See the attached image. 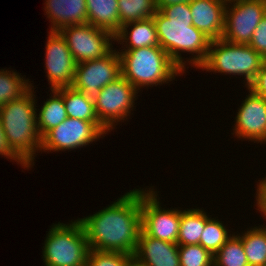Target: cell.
<instances>
[{
	"label": "cell",
	"mask_w": 266,
	"mask_h": 266,
	"mask_svg": "<svg viewBox=\"0 0 266 266\" xmlns=\"http://www.w3.org/2000/svg\"><path fill=\"white\" fill-rule=\"evenodd\" d=\"M132 255L121 252L90 250L86 266H128Z\"/></svg>",
	"instance_id": "f1b7e54d"
},
{
	"label": "cell",
	"mask_w": 266,
	"mask_h": 266,
	"mask_svg": "<svg viewBox=\"0 0 266 266\" xmlns=\"http://www.w3.org/2000/svg\"><path fill=\"white\" fill-rule=\"evenodd\" d=\"M51 91L52 95L44 102L37 114V129L41 138L68 117L62 93L58 89Z\"/></svg>",
	"instance_id": "7402d4cb"
},
{
	"label": "cell",
	"mask_w": 266,
	"mask_h": 266,
	"mask_svg": "<svg viewBox=\"0 0 266 266\" xmlns=\"http://www.w3.org/2000/svg\"><path fill=\"white\" fill-rule=\"evenodd\" d=\"M45 15L50 19L49 31L87 23L86 0H45Z\"/></svg>",
	"instance_id": "e0dca14e"
},
{
	"label": "cell",
	"mask_w": 266,
	"mask_h": 266,
	"mask_svg": "<svg viewBox=\"0 0 266 266\" xmlns=\"http://www.w3.org/2000/svg\"><path fill=\"white\" fill-rule=\"evenodd\" d=\"M238 108L233 129L239 139L260 144L266 143V100L257 95L252 89Z\"/></svg>",
	"instance_id": "5bb4252c"
},
{
	"label": "cell",
	"mask_w": 266,
	"mask_h": 266,
	"mask_svg": "<svg viewBox=\"0 0 266 266\" xmlns=\"http://www.w3.org/2000/svg\"><path fill=\"white\" fill-rule=\"evenodd\" d=\"M226 5L225 0H191L193 26L211 40L222 39Z\"/></svg>",
	"instance_id": "2e32d148"
},
{
	"label": "cell",
	"mask_w": 266,
	"mask_h": 266,
	"mask_svg": "<svg viewBox=\"0 0 266 266\" xmlns=\"http://www.w3.org/2000/svg\"><path fill=\"white\" fill-rule=\"evenodd\" d=\"M104 135L93 122L67 117L41 138V151H71L97 142Z\"/></svg>",
	"instance_id": "7c38bea8"
},
{
	"label": "cell",
	"mask_w": 266,
	"mask_h": 266,
	"mask_svg": "<svg viewBox=\"0 0 266 266\" xmlns=\"http://www.w3.org/2000/svg\"><path fill=\"white\" fill-rule=\"evenodd\" d=\"M0 155L5 156L7 159L17 162L23 168L29 169L30 167L12 150L10 147L7 137L3 131V127L0 121Z\"/></svg>",
	"instance_id": "4dcf8cb0"
},
{
	"label": "cell",
	"mask_w": 266,
	"mask_h": 266,
	"mask_svg": "<svg viewBox=\"0 0 266 266\" xmlns=\"http://www.w3.org/2000/svg\"><path fill=\"white\" fill-rule=\"evenodd\" d=\"M213 266H249L242 240L233 236L214 254Z\"/></svg>",
	"instance_id": "484cf974"
},
{
	"label": "cell",
	"mask_w": 266,
	"mask_h": 266,
	"mask_svg": "<svg viewBox=\"0 0 266 266\" xmlns=\"http://www.w3.org/2000/svg\"><path fill=\"white\" fill-rule=\"evenodd\" d=\"M76 63L102 58L114 48L115 36L91 24L71 25L59 31Z\"/></svg>",
	"instance_id": "8fae6325"
},
{
	"label": "cell",
	"mask_w": 266,
	"mask_h": 266,
	"mask_svg": "<svg viewBox=\"0 0 266 266\" xmlns=\"http://www.w3.org/2000/svg\"><path fill=\"white\" fill-rule=\"evenodd\" d=\"M156 11L155 0H118L121 26L152 18Z\"/></svg>",
	"instance_id": "d4e9b609"
},
{
	"label": "cell",
	"mask_w": 266,
	"mask_h": 266,
	"mask_svg": "<svg viewBox=\"0 0 266 266\" xmlns=\"http://www.w3.org/2000/svg\"><path fill=\"white\" fill-rule=\"evenodd\" d=\"M151 187L141 189V225L142 231L153 238L177 243L181 210L162 209L159 191ZM158 196V197H157Z\"/></svg>",
	"instance_id": "ba28073f"
},
{
	"label": "cell",
	"mask_w": 266,
	"mask_h": 266,
	"mask_svg": "<svg viewBox=\"0 0 266 266\" xmlns=\"http://www.w3.org/2000/svg\"><path fill=\"white\" fill-rule=\"evenodd\" d=\"M257 182V191H256V209L262 214V217L266 219V177Z\"/></svg>",
	"instance_id": "d6a6232c"
},
{
	"label": "cell",
	"mask_w": 266,
	"mask_h": 266,
	"mask_svg": "<svg viewBox=\"0 0 266 266\" xmlns=\"http://www.w3.org/2000/svg\"><path fill=\"white\" fill-rule=\"evenodd\" d=\"M263 62L264 58L249 44H236L218 39L211 41L208 56L197 69L243 76L247 88L256 79Z\"/></svg>",
	"instance_id": "5b68a950"
},
{
	"label": "cell",
	"mask_w": 266,
	"mask_h": 266,
	"mask_svg": "<svg viewBox=\"0 0 266 266\" xmlns=\"http://www.w3.org/2000/svg\"><path fill=\"white\" fill-rule=\"evenodd\" d=\"M119 51L121 75L137 90L167 84L185 73L161 46Z\"/></svg>",
	"instance_id": "277c9868"
},
{
	"label": "cell",
	"mask_w": 266,
	"mask_h": 266,
	"mask_svg": "<svg viewBox=\"0 0 266 266\" xmlns=\"http://www.w3.org/2000/svg\"><path fill=\"white\" fill-rule=\"evenodd\" d=\"M249 45L266 60V14L255 29Z\"/></svg>",
	"instance_id": "f546056e"
},
{
	"label": "cell",
	"mask_w": 266,
	"mask_h": 266,
	"mask_svg": "<svg viewBox=\"0 0 266 266\" xmlns=\"http://www.w3.org/2000/svg\"><path fill=\"white\" fill-rule=\"evenodd\" d=\"M128 266H142L141 264H138L134 259L130 262Z\"/></svg>",
	"instance_id": "e575fe53"
},
{
	"label": "cell",
	"mask_w": 266,
	"mask_h": 266,
	"mask_svg": "<svg viewBox=\"0 0 266 266\" xmlns=\"http://www.w3.org/2000/svg\"><path fill=\"white\" fill-rule=\"evenodd\" d=\"M249 88L266 100V60H264L256 79Z\"/></svg>",
	"instance_id": "1f68e13d"
},
{
	"label": "cell",
	"mask_w": 266,
	"mask_h": 266,
	"mask_svg": "<svg viewBox=\"0 0 266 266\" xmlns=\"http://www.w3.org/2000/svg\"><path fill=\"white\" fill-rule=\"evenodd\" d=\"M21 76V73L13 70H0V107L21 97L31 88L29 79L25 80Z\"/></svg>",
	"instance_id": "cb8c5ba5"
},
{
	"label": "cell",
	"mask_w": 266,
	"mask_h": 266,
	"mask_svg": "<svg viewBox=\"0 0 266 266\" xmlns=\"http://www.w3.org/2000/svg\"><path fill=\"white\" fill-rule=\"evenodd\" d=\"M48 33L44 60L50 90L72 86L77 63L62 34L59 31Z\"/></svg>",
	"instance_id": "4fadbf2b"
},
{
	"label": "cell",
	"mask_w": 266,
	"mask_h": 266,
	"mask_svg": "<svg viewBox=\"0 0 266 266\" xmlns=\"http://www.w3.org/2000/svg\"><path fill=\"white\" fill-rule=\"evenodd\" d=\"M34 89L31 83V88L25 94L0 107V121L7 141L30 168L34 165L36 152L41 151Z\"/></svg>",
	"instance_id": "3957f363"
},
{
	"label": "cell",
	"mask_w": 266,
	"mask_h": 266,
	"mask_svg": "<svg viewBox=\"0 0 266 266\" xmlns=\"http://www.w3.org/2000/svg\"><path fill=\"white\" fill-rule=\"evenodd\" d=\"M237 236L242 240L248 265L266 266V226L247 228L246 232L237 233Z\"/></svg>",
	"instance_id": "603a6c76"
},
{
	"label": "cell",
	"mask_w": 266,
	"mask_h": 266,
	"mask_svg": "<svg viewBox=\"0 0 266 266\" xmlns=\"http://www.w3.org/2000/svg\"><path fill=\"white\" fill-rule=\"evenodd\" d=\"M209 218L204 209L181 210L177 244L179 246L199 244L206 221Z\"/></svg>",
	"instance_id": "44dd1931"
},
{
	"label": "cell",
	"mask_w": 266,
	"mask_h": 266,
	"mask_svg": "<svg viewBox=\"0 0 266 266\" xmlns=\"http://www.w3.org/2000/svg\"><path fill=\"white\" fill-rule=\"evenodd\" d=\"M265 14L266 0L228 1L222 39L236 44H249Z\"/></svg>",
	"instance_id": "30bf717a"
},
{
	"label": "cell",
	"mask_w": 266,
	"mask_h": 266,
	"mask_svg": "<svg viewBox=\"0 0 266 266\" xmlns=\"http://www.w3.org/2000/svg\"><path fill=\"white\" fill-rule=\"evenodd\" d=\"M90 250L134 255L141 225V187L121 195L95 214L78 218Z\"/></svg>",
	"instance_id": "6da1fadb"
},
{
	"label": "cell",
	"mask_w": 266,
	"mask_h": 266,
	"mask_svg": "<svg viewBox=\"0 0 266 266\" xmlns=\"http://www.w3.org/2000/svg\"><path fill=\"white\" fill-rule=\"evenodd\" d=\"M180 266H213L214 256L199 244L178 248Z\"/></svg>",
	"instance_id": "83f0119b"
},
{
	"label": "cell",
	"mask_w": 266,
	"mask_h": 266,
	"mask_svg": "<svg viewBox=\"0 0 266 266\" xmlns=\"http://www.w3.org/2000/svg\"><path fill=\"white\" fill-rule=\"evenodd\" d=\"M222 221L209 218L206 221L204 231L199 240V245L214 254L233 236L228 234L229 230Z\"/></svg>",
	"instance_id": "4316f807"
},
{
	"label": "cell",
	"mask_w": 266,
	"mask_h": 266,
	"mask_svg": "<svg viewBox=\"0 0 266 266\" xmlns=\"http://www.w3.org/2000/svg\"><path fill=\"white\" fill-rule=\"evenodd\" d=\"M190 1L191 0H155V5L157 10H160L164 6H169L177 3H186Z\"/></svg>",
	"instance_id": "836d02e7"
},
{
	"label": "cell",
	"mask_w": 266,
	"mask_h": 266,
	"mask_svg": "<svg viewBox=\"0 0 266 266\" xmlns=\"http://www.w3.org/2000/svg\"><path fill=\"white\" fill-rule=\"evenodd\" d=\"M138 92L122 75L100 90L94 103L95 111L99 122L109 132L115 129L118 122L128 119Z\"/></svg>",
	"instance_id": "52a82bcc"
},
{
	"label": "cell",
	"mask_w": 266,
	"mask_h": 266,
	"mask_svg": "<svg viewBox=\"0 0 266 266\" xmlns=\"http://www.w3.org/2000/svg\"><path fill=\"white\" fill-rule=\"evenodd\" d=\"M43 243L45 266H86L90 251L83 225L77 219L51 225Z\"/></svg>",
	"instance_id": "8992f818"
},
{
	"label": "cell",
	"mask_w": 266,
	"mask_h": 266,
	"mask_svg": "<svg viewBox=\"0 0 266 266\" xmlns=\"http://www.w3.org/2000/svg\"><path fill=\"white\" fill-rule=\"evenodd\" d=\"M152 18L160 46L181 70L187 62L198 68L206 60L212 40L193 26L189 2L164 6ZM182 52L193 57L185 61Z\"/></svg>",
	"instance_id": "7a4b0ae2"
},
{
	"label": "cell",
	"mask_w": 266,
	"mask_h": 266,
	"mask_svg": "<svg viewBox=\"0 0 266 266\" xmlns=\"http://www.w3.org/2000/svg\"><path fill=\"white\" fill-rule=\"evenodd\" d=\"M87 23L114 36L121 29L118 0H86Z\"/></svg>",
	"instance_id": "d6986e66"
},
{
	"label": "cell",
	"mask_w": 266,
	"mask_h": 266,
	"mask_svg": "<svg viewBox=\"0 0 266 266\" xmlns=\"http://www.w3.org/2000/svg\"><path fill=\"white\" fill-rule=\"evenodd\" d=\"M130 29L131 31H129ZM115 41L118 44H124L123 46L127 48L122 46L124 49L121 50L160 46L153 18L131 22L121 26V29L115 35Z\"/></svg>",
	"instance_id": "ac0fdd59"
},
{
	"label": "cell",
	"mask_w": 266,
	"mask_h": 266,
	"mask_svg": "<svg viewBox=\"0 0 266 266\" xmlns=\"http://www.w3.org/2000/svg\"><path fill=\"white\" fill-rule=\"evenodd\" d=\"M58 90L62 93L69 118L93 122L104 134H108L109 131L98 120L94 103L84 93L74 89L72 86L59 88Z\"/></svg>",
	"instance_id": "ffe728a7"
},
{
	"label": "cell",
	"mask_w": 266,
	"mask_h": 266,
	"mask_svg": "<svg viewBox=\"0 0 266 266\" xmlns=\"http://www.w3.org/2000/svg\"><path fill=\"white\" fill-rule=\"evenodd\" d=\"M179 245L139 234L133 259L142 266H180Z\"/></svg>",
	"instance_id": "9a60e30c"
},
{
	"label": "cell",
	"mask_w": 266,
	"mask_h": 266,
	"mask_svg": "<svg viewBox=\"0 0 266 266\" xmlns=\"http://www.w3.org/2000/svg\"><path fill=\"white\" fill-rule=\"evenodd\" d=\"M120 76L121 62L115 48L102 58L78 63L72 87L95 103L100 90Z\"/></svg>",
	"instance_id": "9c48e42d"
}]
</instances>
